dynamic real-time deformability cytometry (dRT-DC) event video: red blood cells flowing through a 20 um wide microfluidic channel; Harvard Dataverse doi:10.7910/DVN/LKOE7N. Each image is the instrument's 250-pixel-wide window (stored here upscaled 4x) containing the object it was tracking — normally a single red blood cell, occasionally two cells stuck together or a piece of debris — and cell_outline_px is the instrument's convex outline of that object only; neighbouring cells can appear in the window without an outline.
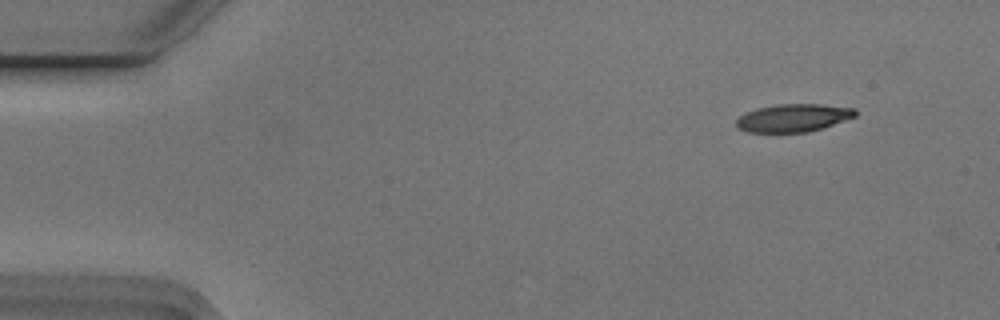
{"species": "Egyptian fruit bat (a non-hibernating species)", "species_latin": "Rousettus aegyptiacus", "temperature_condition": "cold", "stored_images_in_passage": 4, "camera_frame_rate_fps": 3000, "um_per_image_px": 0.085, "animal": {"sex": "male"}, "frame": {"image": 1, "passage_image": 1, "time_ms": 0.0, "image_size_px": [1000, 320], "cell_outline_px": [[856, 116], [808, 132], [748, 132], [736, 128], [736, 120], [740, 116], [756, 108], [776, 104], [820, 104], [856, 108]], "centroid_in_image_um": [67.4, 10.01], "position_along_channel_um": 17.6, "area_um2": 19.19}}
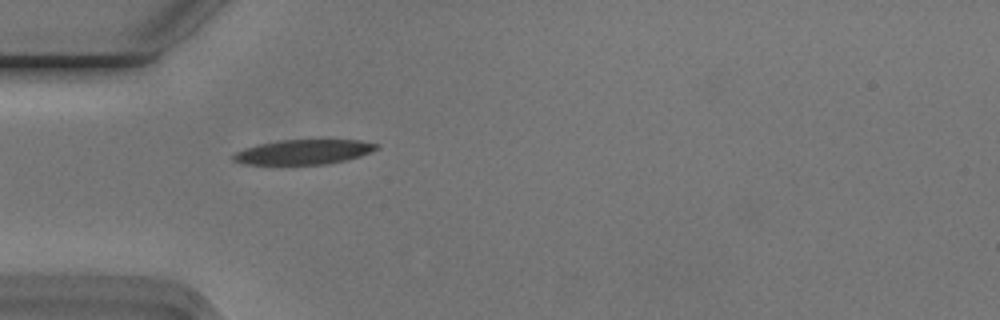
{"frame": {"image": 2, "passage_image": 4, "time_ms": 1.0, "image_size_px": [1000, 320], "cell_outline_px": [[380, 148], [360, 156], [328, 164], [244, 164], [232, 160], [232, 156], [236, 152], [244, 148], [260, 144], [280, 140], [360, 140], [380, 144]], "centroid_in_image_um": [25.83, 12.91], "position_along_channel_um": 59.2, "area_um2": 20.58}}